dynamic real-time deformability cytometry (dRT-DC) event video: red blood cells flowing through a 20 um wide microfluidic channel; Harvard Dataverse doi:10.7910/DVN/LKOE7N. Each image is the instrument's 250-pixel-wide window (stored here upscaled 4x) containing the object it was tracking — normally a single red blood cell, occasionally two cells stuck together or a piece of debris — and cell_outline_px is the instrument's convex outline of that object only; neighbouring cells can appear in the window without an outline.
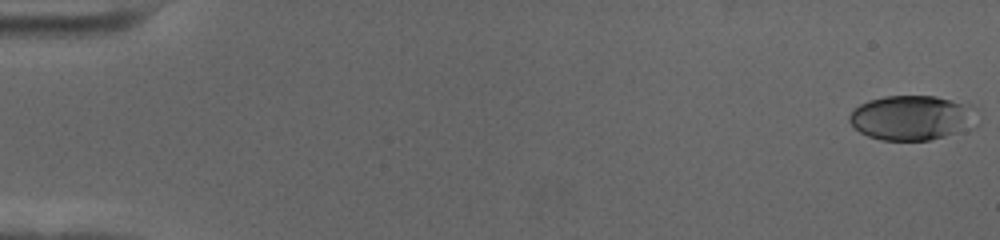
{"species": "human", "species_latin": "Homo sapiens", "temperature_condition": "cold", "stored_images_in_passage": 59, "camera_frame_rate_fps": 3000, "um_per_image_px": 0.085, "donor": {"sex": "female"}, "frame": {"image": 1, "passage_image": 1, "time_ms": 0.0, "image_size_px": [1000, 240], "cell_outline_px": [[980, 124], [972, 128], [944, 136], [928, 140], [880, 140], [868, 136], [860, 132], [848, 120], [848, 116], [860, 104], [868, 100], [884, 96], [936, 96], [972, 104]], "centroid_in_image_um": [77.58, 10.0], "position_along_channel_um": 7.4, "area_um2": 33.7}}
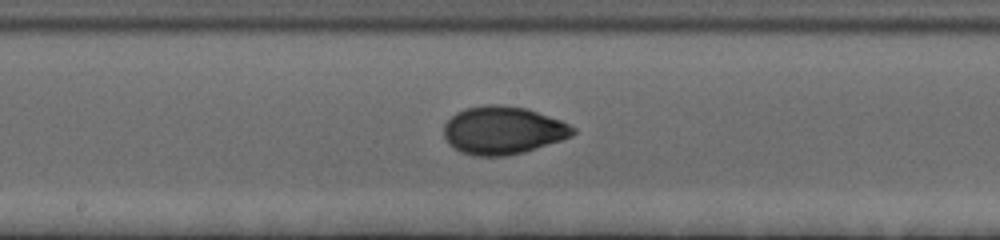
{"frame": {"image": 2, "passage_image": 32, "time_ms": 10.333, "image_size_px": [1000, 240], "cell_outline_px": [[576, 132], [572, 136], [524, 152], [504, 156], [472, 156], [460, 152], [452, 148], [448, 144], [444, 136], [444, 124], [456, 112], [464, 108], [484, 104], [500, 104], [528, 108], [560, 120], [576, 128]], "centroid_in_image_um": [42.72, 11.07], "position_along_channel_um": 205.5, "area_um2": 36.36}}
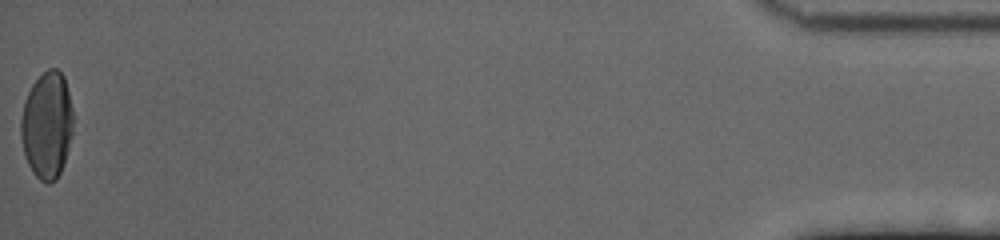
{"frame": {"image": 3, "passage_image": 59, "time_ms": 19.333, "image_size_px": [1000, 240], "cell_outline_px": [[72, 132], [68, 148], [60, 172], [56, 180], [48, 184], [40, 180], [32, 172], [28, 164], [24, 152], [20, 136], [20, 120], [24, 100], [32, 84], [48, 68], [56, 68], [64, 76], [72, 108]], "centroid_in_image_um": [3.97, 10.64], "position_along_channel_um": 431.2, "area_um2": 32.48}, "authors_computed_cell_mechanics": {"area_um2": 33.813, "velocity_mm_per_s": 3.4968, "shape_relaxation_time_tau1_ms": 4.7074, "shape_relaxation_time_tau2_ms": 0.9619, "deformation_change_tau1": 0.1569, "deformation_change_tau2": 0.0392}}